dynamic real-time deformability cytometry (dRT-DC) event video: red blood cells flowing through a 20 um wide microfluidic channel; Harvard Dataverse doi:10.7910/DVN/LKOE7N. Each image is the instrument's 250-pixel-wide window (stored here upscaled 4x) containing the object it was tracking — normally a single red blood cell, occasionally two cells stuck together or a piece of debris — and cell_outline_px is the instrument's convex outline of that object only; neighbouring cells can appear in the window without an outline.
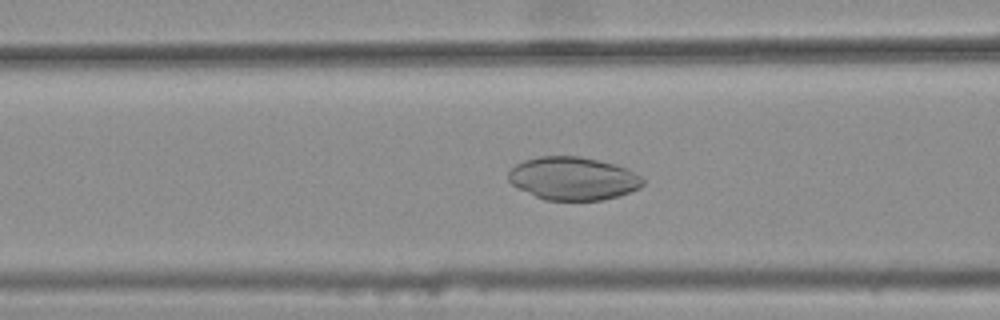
{"species": "common noctule bat (a hibernating species)", "species_latin": "Nyctalus noctula", "temperature_condition": "warm", "stored_images_in_passage": 32, "camera_frame_rate_fps": 3000, "um_per_image_px": 0.085, "animal": {"sex": "female", "body_mass_g": 25.1}, "frame": {"image": 1, "passage_image": 9, "time_ms": 2.667, "image_size_px": [1000, 320], "cell_outline_px": [[644, 184], [640, 188], [620, 196], [600, 200], [544, 200], [512, 184], [508, 180], [508, 172], [516, 164], [524, 160], [540, 156], [580, 156], [616, 164], [628, 168], [640, 176], [644, 180]], "centroid_in_image_um": [48.74, 15.16], "position_along_channel_um": 117.9, "area_um2": 33.81}}
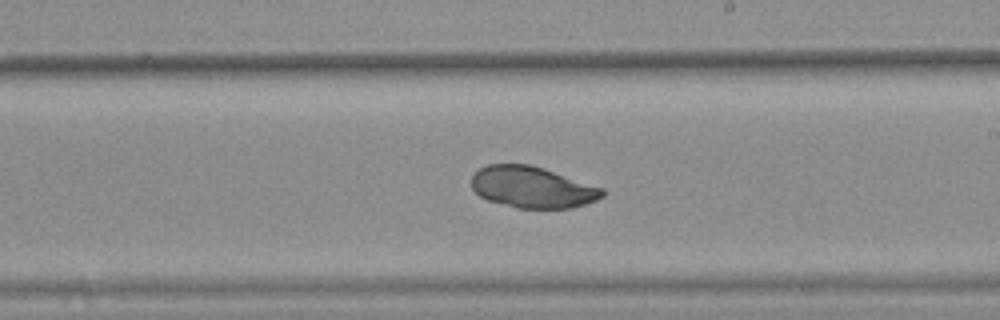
{"frame": {"image": 2, "passage_image": 19, "time_ms": 6.0, "image_size_px": [1000, 320], "cell_outline_px": [[604, 196], [596, 200], [572, 208], [516, 208], [488, 200], [480, 196], [472, 188], [472, 176], [480, 168], [488, 164], [528, 164], [544, 168], [604, 188]], "centroid_in_image_um": [45.26, 15.91], "position_along_channel_um": 243.7, "area_um2": 31.5}}
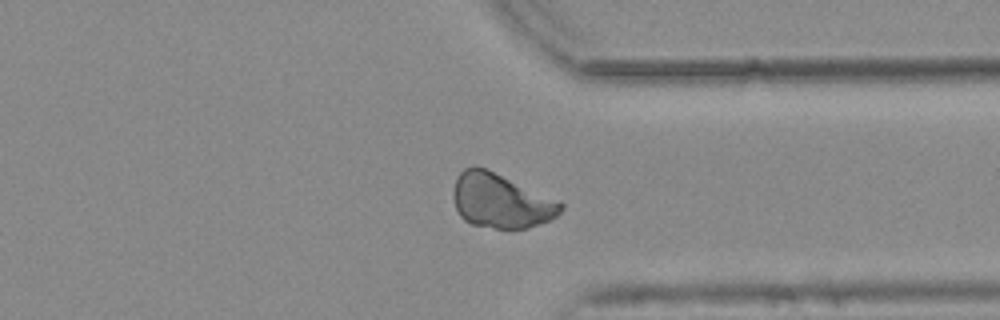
{"frame": {"image": 3, "passage_image": 29, "time_ms": 9.333, "image_size_px": [1000, 320], "cell_outline_px": [[564, 208], [556, 216], [540, 224], [528, 228], [496, 228], [472, 224], [464, 220], [460, 216], [456, 208], [452, 196], [452, 192], [456, 176], [464, 168], [472, 164], [476, 164], [564, 204]], "centroid_in_image_um": [42.5, 17.06], "position_along_channel_um": 368.9, "area_um2": 33.7}}